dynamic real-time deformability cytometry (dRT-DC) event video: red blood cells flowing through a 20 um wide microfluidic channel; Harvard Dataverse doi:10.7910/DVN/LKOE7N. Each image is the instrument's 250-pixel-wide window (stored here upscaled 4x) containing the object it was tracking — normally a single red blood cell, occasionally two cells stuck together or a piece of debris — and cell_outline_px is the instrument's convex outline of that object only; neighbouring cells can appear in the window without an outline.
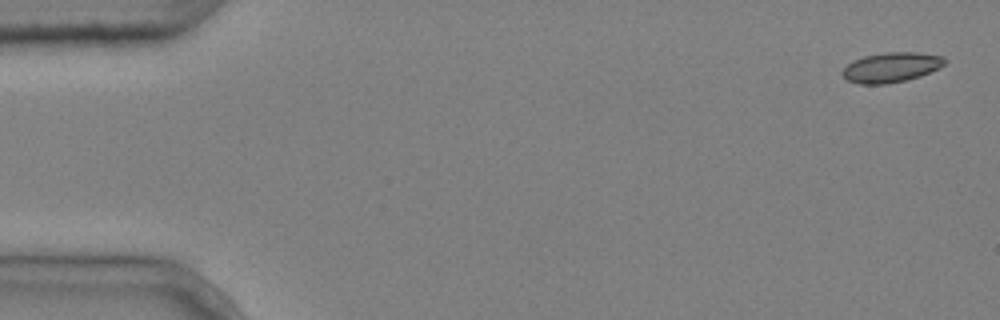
{"species": "common noctule bat (a hibernating species)", "species_latin": "Nyctalus noctula", "temperature_condition": "cold", "stored_images_in_passage": 4, "camera_frame_rate_fps": 3000, "um_per_image_px": 0.085, "animal": {"sex": "male", "body_mass_g": 20.4}, "frame": {"image": 1, "passage_image": 1, "time_ms": 0.0, "image_size_px": [1000, 320], "cell_outline_px": [[948, 60], [940, 68], [920, 76], [908, 80], [884, 84], [860, 84], [848, 80], [840, 72], [852, 60], [864, 56], [884, 52], [916, 52], [944, 56]], "centroid_in_image_um": [75.78, 5.71], "position_along_channel_um": 9.2, "area_um2": 17.98}}
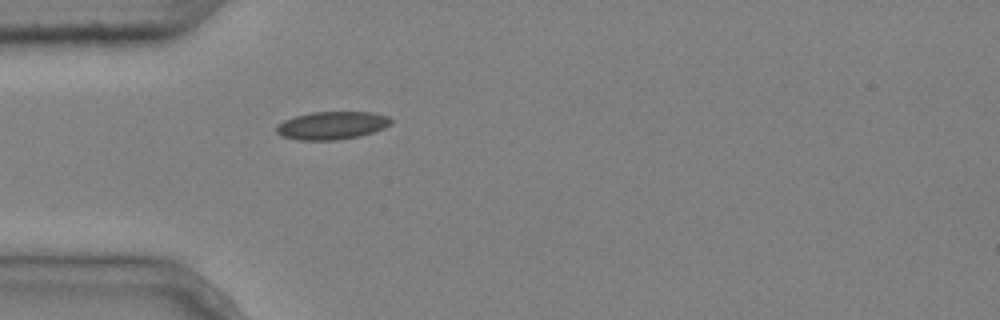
{"frame": {"image": 2, "passage_image": 4, "time_ms": 1.0, "image_size_px": [1000, 320], "cell_outline_px": [[392, 124], [384, 128], [360, 136], [336, 140], [300, 140], [280, 136], [276, 132], [276, 128], [284, 120], [296, 116], [312, 112], [372, 112], [388, 116], [392, 120]], "centroid_in_image_um": [28.23, 10.66], "position_along_channel_um": 56.8, "area_um2": 18.61}}